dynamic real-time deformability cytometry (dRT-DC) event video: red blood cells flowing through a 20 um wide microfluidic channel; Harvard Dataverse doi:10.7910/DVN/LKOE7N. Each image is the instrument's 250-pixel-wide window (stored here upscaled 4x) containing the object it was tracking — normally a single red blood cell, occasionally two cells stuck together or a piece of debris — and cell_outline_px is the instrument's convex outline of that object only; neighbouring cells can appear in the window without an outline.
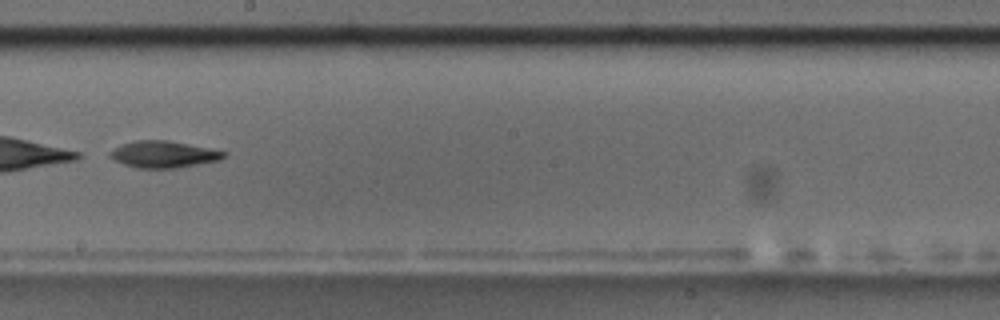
{"species": "common noctule bat (a hibernating species)", "species_latin": "Nyctalus noctula", "temperature_condition": "room temperature", "stored_images_in_passage": 55, "segment_of_instrument_passage": [2, 2], "camera_frame_rate_fps": 3000, "um_per_image_px": 0.085, "animal": {"sex": "male", "body_mass_g": 17.5, "forearm_length_mm": 52.3}, "frame": {"image": 1, "passage_image": 32, "time_ms": 10.333, "image_size_px": [1000, 320], "cell_outline_px": [[228, 152], [220, 160], [176, 168], [140, 168], [124, 164], [108, 156], [108, 152], [124, 144], [136, 140], [168, 140]], "centroid_in_image_um": [13.91, 13.12], "position_along_channel_um": 234.3, "area_um2": 17.46}}